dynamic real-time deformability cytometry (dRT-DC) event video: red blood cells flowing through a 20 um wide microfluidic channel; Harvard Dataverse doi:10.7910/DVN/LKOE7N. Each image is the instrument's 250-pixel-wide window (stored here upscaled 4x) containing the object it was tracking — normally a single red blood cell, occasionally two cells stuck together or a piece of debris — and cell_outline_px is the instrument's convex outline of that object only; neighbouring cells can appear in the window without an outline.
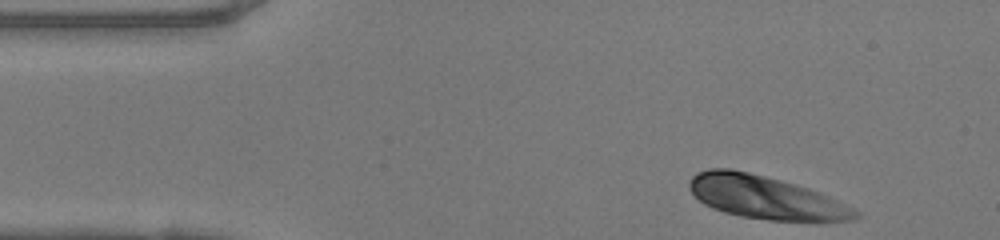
{"species": "human", "species_latin": "Homo sapiens", "temperature_condition": "warm", "stored_images_in_passage": 32, "camera_frame_rate_fps": 3000, "um_per_image_px": 0.085, "donor": {"sex": "female"}, "frame": {"image": 1, "passage_image": 1, "time_ms": 0.0, "image_size_px": [1000, 240], "cell_outline_px": [[860, 216], [856, 220], [768, 220], [740, 216], [724, 212], [712, 208], [704, 204], [688, 188], [688, 184], [692, 176], [696, 172], [708, 168], [732, 168], [796, 184], [820, 192], [860, 212]], "centroid_in_image_um": [65.01, 16.76], "position_along_channel_um": 20.0, "area_um2": 41.33}}
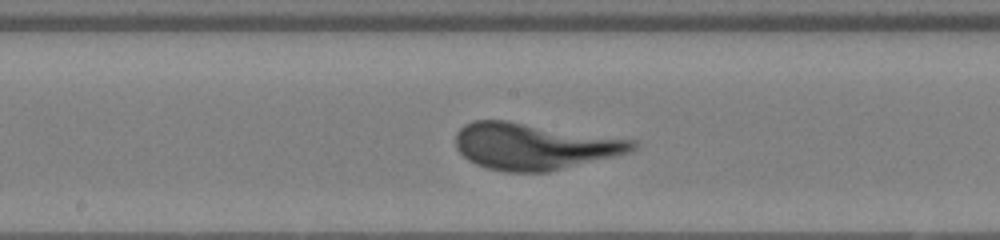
{"frame": {"image": 2, "passage_image": 19, "time_ms": 6.0, "image_size_px": [1000, 240], "cell_outline_px": [[640, 144], [632, 152], [616, 156], [548, 172], [508, 172], [484, 168], [468, 160], [456, 148], [456, 132], [464, 124], [472, 120], [508, 120], [636, 140]], "centroid_in_image_um": [45.42, 12.43], "position_along_channel_um": 202.8, "area_um2": 48.44}}
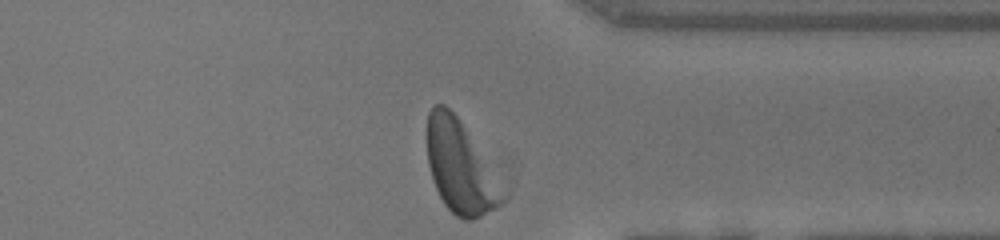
{"frame": {"image": 3, "passage_image": 32, "time_ms": 10.333, "image_size_px": [1000, 240], "cell_outline_px": [[508, 196], [496, 208], [472, 220], [464, 220], [456, 216], [444, 204], [432, 180], [428, 164], [428, 112], [436, 104], [444, 104], [456, 116], [508, 192]], "centroid_in_image_um": [39.15, 14.27], "position_along_channel_um": 372.3, "area_um2": 40.11}}